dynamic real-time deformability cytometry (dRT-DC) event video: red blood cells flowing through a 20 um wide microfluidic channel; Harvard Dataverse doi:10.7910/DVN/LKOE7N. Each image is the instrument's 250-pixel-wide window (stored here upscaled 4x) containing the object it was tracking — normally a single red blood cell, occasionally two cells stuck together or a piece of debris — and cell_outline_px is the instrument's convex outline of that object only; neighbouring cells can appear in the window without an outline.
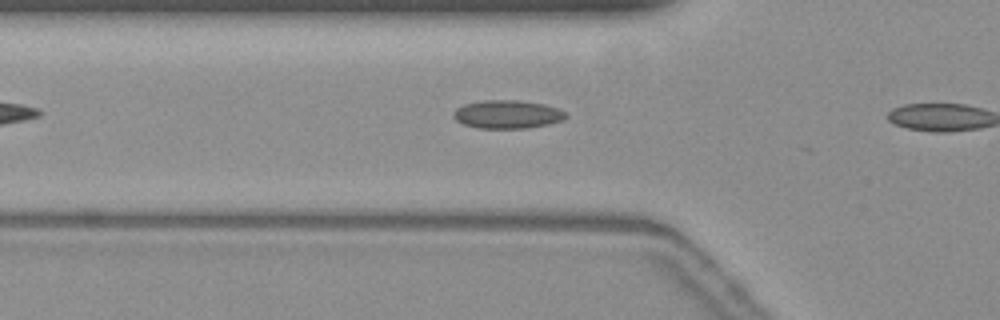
{"species": "common noctule bat (a hibernating species)", "species_latin": "Nyctalus noctula", "temperature_condition": "warm", "stored_images_in_passage": 11, "camera_frame_rate_fps": 3000, "um_per_image_px": 0.085, "animal": {"sex": "female", "body_mass_g": 19.3, "forearm_length_mm": 54.1}, "frame": {"image": 1, "passage_image": 10, "time_ms": 3.0, "image_size_px": [1000, 320], "cell_outline_px": [[568, 116], [564, 120], [548, 124], [528, 128], [480, 128], [464, 124], [456, 120], [452, 116], [452, 112], [456, 108], [464, 104], [480, 100], [520, 100], [544, 104], [568, 112]], "centroid_in_image_um": [43.14, 9.71], "position_along_channel_um": 82.7, "area_um2": 18.73}}